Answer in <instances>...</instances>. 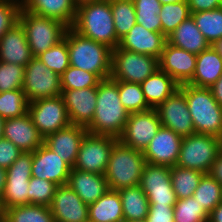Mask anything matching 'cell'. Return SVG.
Instances as JSON below:
<instances>
[{"instance_id": "obj_1", "label": "cell", "mask_w": 222, "mask_h": 222, "mask_svg": "<svg viewBox=\"0 0 222 222\" xmlns=\"http://www.w3.org/2000/svg\"><path fill=\"white\" fill-rule=\"evenodd\" d=\"M129 112L120 102L118 81L111 77L97 86V102L93 120L86 127L92 134L110 135L119 138L124 132Z\"/></svg>"}, {"instance_id": "obj_2", "label": "cell", "mask_w": 222, "mask_h": 222, "mask_svg": "<svg viewBox=\"0 0 222 222\" xmlns=\"http://www.w3.org/2000/svg\"><path fill=\"white\" fill-rule=\"evenodd\" d=\"M71 28L83 37L103 43L111 49L119 45L110 0L77 3L76 17Z\"/></svg>"}, {"instance_id": "obj_3", "label": "cell", "mask_w": 222, "mask_h": 222, "mask_svg": "<svg viewBox=\"0 0 222 222\" xmlns=\"http://www.w3.org/2000/svg\"><path fill=\"white\" fill-rule=\"evenodd\" d=\"M70 66L96 74L101 80L110 78L112 49L83 37L71 27L67 29Z\"/></svg>"}, {"instance_id": "obj_4", "label": "cell", "mask_w": 222, "mask_h": 222, "mask_svg": "<svg viewBox=\"0 0 222 222\" xmlns=\"http://www.w3.org/2000/svg\"><path fill=\"white\" fill-rule=\"evenodd\" d=\"M179 89L186 97L195 133L222 139V107L214 99L210 88L183 84Z\"/></svg>"}, {"instance_id": "obj_5", "label": "cell", "mask_w": 222, "mask_h": 222, "mask_svg": "<svg viewBox=\"0 0 222 222\" xmlns=\"http://www.w3.org/2000/svg\"><path fill=\"white\" fill-rule=\"evenodd\" d=\"M145 164L143 152L118 140L113 145L105 173L108 188L119 190L139 185Z\"/></svg>"}, {"instance_id": "obj_6", "label": "cell", "mask_w": 222, "mask_h": 222, "mask_svg": "<svg viewBox=\"0 0 222 222\" xmlns=\"http://www.w3.org/2000/svg\"><path fill=\"white\" fill-rule=\"evenodd\" d=\"M18 21L25 29L28 45L33 57H37L64 39L66 24L59 20L20 10Z\"/></svg>"}, {"instance_id": "obj_7", "label": "cell", "mask_w": 222, "mask_h": 222, "mask_svg": "<svg viewBox=\"0 0 222 222\" xmlns=\"http://www.w3.org/2000/svg\"><path fill=\"white\" fill-rule=\"evenodd\" d=\"M221 150V138L208 134L194 133L183 137L176 165L208 174Z\"/></svg>"}, {"instance_id": "obj_8", "label": "cell", "mask_w": 222, "mask_h": 222, "mask_svg": "<svg viewBox=\"0 0 222 222\" xmlns=\"http://www.w3.org/2000/svg\"><path fill=\"white\" fill-rule=\"evenodd\" d=\"M159 69V59L126 49H112L111 74L115 81L141 84Z\"/></svg>"}, {"instance_id": "obj_9", "label": "cell", "mask_w": 222, "mask_h": 222, "mask_svg": "<svg viewBox=\"0 0 222 222\" xmlns=\"http://www.w3.org/2000/svg\"><path fill=\"white\" fill-rule=\"evenodd\" d=\"M119 139L110 135L92 134L84 136L74 169L105 175L113 145Z\"/></svg>"}, {"instance_id": "obj_10", "label": "cell", "mask_w": 222, "mask_h": 222, "mask_svg": "<svg viewBox=\"0 0 222 222\" xmlns=\"http://www.w3.org/2000/svg\"><path fill=\"white\" fill-rule=\"evenodd\" d=\"M33 152H22L6 170V183L1 196L4 209L30 204L29 179L32 177Z\"/></svg>"}, {"instance_id": "obj_11", "label": "cell", "mask_w": 222, "mask_h": 222, "mask_svg": "<svg viewBox=\"0 0 222 222\" xmlns=\"http://www.w3.org/2000/svg\"><path fill=\"white\" fill-rule=\"evenodd\" d=\"M22 90L29 102L59 96L62 92L60 75L34 57L25 66Z\"/></svg>"}, {"instance_id": "obj_12", "label": "cell", "mask_w": 222, "mask_h": 222, "mask_svg": "<svg viewBox=\"0 0 222 222\" xmlns=\"http://www.w3.org/2000/svg\"><path fill=\"white\" fill-rule=\"evenodd\" d=\"M28 113L44 139L71 124L61 95L29 102Z\"/></svg>"}, {"instance_id": "obj_13", "label": "cell", "mask_w": 222, "mask_h": 222, "mask_svg": "<svg viewBox=\"0 0 222 222\" xmlns=\"http://www.w3.org/2000/svg\"><path fill=\"white\" fill-rule=\"evenodd\" d=\"M160 127L161 122L155 108L129 113L124 132L118 139L124 145L143 152Z\"/></svg>"}, {"instance_id": "obj_14", "label": "cell", "mask_w": 222, "mask_h": 222, "mask_svg": "<svg viewBox=\"0 0 222 222\" xmlns=\"http://www.w3.org/2000/svg\"><path fill=\"white\" fill-rule=\"evenodd\" d=\"M170 170V166L145 164L139 186L149 204L175 205L177 197L172 187Z\"/></svg>"}, {"instance_id": "obj_15", "label": "cell", "mask_w": 222, "mask_h": 222, "mask_svg": "<svg viewBox=\"0 0 222 222\" xmlns=\"http://www.w3.org/2000/svg\"><path fill=\"white\" fill-rule=\"evenodd\" d=\"M155 109L161 126L173 130L182 138L195 133L186 97L180 89L176 90Z\"/></svg>"}, {"instance_id": "obj_16", "label": "cell", "mask_w": 222, "mask_h": 222, "mask_svg": "<svg viewBox=\"0 0 222 222\" xmlns=\"http://www.w3.org/2000/svg\"><path fill=\"white\" fill-rule=\"evenodd\" d=\"M183 138L173 130L161 126L143 151L146 163L175 166L178 162Z\"/></svg>"}, {"instance_id": "obj_17", "label": "cell", "mask_w": 222, "mask_h": 222, "mask_svg": "<svg viewBox=\"0 0 222 222\" xmlns=\"http://www.w3.org/2000/svg\"><path fill=\"white\" fill-rule=\"evenodd\" d=\"M49 208L55 222H89L88 205L67 184L57 186Z\"/></svg>"}, {"instance_id": "obj_18", "label": "cell", "mask_w": 222, "mask_h": 222, "mask_svg": "<svg viewBox=\"0 0 222 222\" xmlns=\"http://www.w3.org/2000/svg\"><path fill=\"white\" fill-rule=\"evenodd\" d=\"M71 167L44 143L33 152L31 175L57 186L66 185Z\"/></svg>"}, {"instance_id": "obj_19", "label": "cell", "mask_w": 222, "mask_h": 222, "mask_svg": "<svg viewBox=\"0 0 222 222\" xmlns=\"http://www.w3.org/2000/svg\"><path fill=\"white\" fill-rule=\"evenodd\" d=\"M197 55L166 42L159 58V69L179 85L188 84L193 77Z\"/></svg>"}, {"instance_id": "obj_20", "label": "cell", "mask_w": 222, "mask_h": 222, "mask_svg": "<svg viewBox=\"0 0 222 222\" xmlns=\"http://www.w3.org/2000/svg\"><path fill=\"white\" fill-rule=\"evenodd\" d=\"M71 124L87 127L93 120L97 102V87L62 90Z\"/></svg>"}, {"instance_id": "obj_21", "label": "cell", "mask_w": 222, "mask_h": 222, "mask_svg": "<svg viewBox=\"0 0 222 222\" xmlns=\"http://www.w3.org/2000/svg\"><path fill=\"white\" fill-rule=\"evenodd\" d=\"M2 137L14 143L23 152H34L44 143V138L28 112L20 117L4 119Z\"/></svg>"}, {"instance_id": "obj_22", "label": "cell", "mask_w": 222, "mask_h": 222, "mask_svg": "<svg viewBox=\"0 0 222 222\" xmlns=\"http://www.w3.org/2000/svg\"><path fill=\"white\" fill-rule=\"evenodd\" d=\"M87 132L84 126L70 124L68 127L48 135L44 139V144L73 168L80 144Z\"/></svg>"}, {"instance_id": "obj_23", "label": "cell", "mask_w": 222, "mask_h": 222, "mask_svg": "<svg viewBox=\"0 0 222 222\" xmlns=\"http://www.w3.org/2000/svg\"><path fill=\"white\" fill-rule=\"evenodd\" d=\"M167 38L162 32H152L136 23L129 32L119 40L118 48L147 54L160 58Z\"/></svg>"}, {"instance_id": "obj_24", "label": "cell", "mask_w": 222, "mask_h": 222, "mask_svg": "<svg viewBox=\"0 0 222 222\" xmlns=\"http://www.w3.org/2000/svg\"><path fill=\"white\" fill-rule=\"evenodd\" d=\"M33 58L25 29L18 21L0 37V61L26 66Z\"/></svg>"}, {"instance_id": "obj_25", "label": "cell", "mask_w": 222, "mask_h": 222, "mask_svg": "<svg viewBox=\"0 0 222 222\" xmlns=\"http://www.w3.org/2000/svg\"><path fill=\"white\" fill-rule=\"evenodd\" d=\"M67 185L87 205L95 203L109 189L105 175L74 168H71Z\"/></svg>"}, {"instance_id": "obj_26", "label": "cell", "mask_w": 222, "mask_h": 222, "mask_svg": "<svg viewBox=\"0 0 222 222\" xmlns=\"http://www.w3.org/2000/svg\"><path fill=\"white\" fill-rule=\"evenodd\" d=\"M23 10L59 20L72 27L76 17L77 2L75 0H29Z\"/></svg>"}, {"instance_id": "obj_27", "label": "cell", "mask_w": 222, "mask_h": 222, "mask_svg": "<svg viewBox=\"0 0 222 222\" xmlns=\"http://www.w3.org/2000/svg\"><path fill=\"white\" fill-rule=\"evenodd\" d=\"M222 74V57L210 45L197 54L195 71L188 83L195 87L209 88Z\"/></svg>"}, {"instance_id": "obj_28", "label": "cell", "mask_w": 222, "mask_h": 222, "mask_svg": "<svg viewBox=\"0 0 222 222\" xmlns=\"http://www.w3.org/2000/svg\"><path fill=\"white\" fill-rule=\"evenodd\" d=\"M167 42L196 55L200 54L210 46L197 27L192 16L183 21L167 37Z\"/></svg>"}, {"instance_id": "obj_29", "label": "cell", "mask_w": 222, "mask_h": 222, "mask_svg": "<svg viewBox=\"0 0 222 222\" xmlns=\"http://www.w3.org/2000/svg\"><path fill=\"white\" fill-rule=\"evenodd\" d=\"M140 85L145 100L151 108H156L163 103L180 86L171 76L160 69L147 77Z\"/></svg>"}, {"instance_id": "obj_30", "label": "cell", "mask_w": 222, "mask_h": 222, "mask_svg": "<svg viewBox=\"0 0 222 222\" xmlns=\"http://www.w3.org/2000/svg\"><path fill=\"white\" fill-rule=\"evenodd\" d=\"M90 222H124L121 198L108 189L95 203L88 205Z\"/></svg>"}, {"instance_id": "obj_31", "label": "cell", "mask_w": 222, "mask_h": 222, "mask_svg": "<svg viewBox=\"0 0 222 222\" xmlns=\"http://www.w3.org/2000/svg\"><path fill=\"white\" fill-rule=\"evenodd\" d=\"M119 192L124 221L146 219L149 211V201L142 188L137 185L117 190Z\"/></svg>"}, {"instance_id": "obj_32", "label": "cell", "mask_w": 222, "mask_h": 222, "mask_svg": "<svg viewBox=\"0 0 222 222\" xmlns=\"http://www.w3.org/2000/svg\"><path fill=\"white\" fill-rule=\"evenodd\" d=\"M203 175L204 173L197 170L172 166L171 183L177 199L192 197Z\"/></svg>"}, {"instance_id": "obj_33", "label": "cell", "mask_w": 222, "mask_h": 222, "mask_svg": "<svg viewBox=\"0 0 222 222\" xmlns=\"http://www.w3.org/2000/svg\"><path fill=\"white\" fill-rule=\"evenodd\" d=\"M191 16L210 45L222 38V7L191 13Z\"/></svg>"}, {"instance_id": "obj_34", "label": "cell", "mask_w": 222, "mask_h": 222, "mask_svg": "<svg viewBox=\"0 0 222 222\" xmlns=\"http://www.w3.org/2000/svg\"><path fill=\"white\" fill-rule=\"evenodd\" d=\"M5 220L7 222H55L48 206L36 204L6 209Z\"/></svg>"}, {"instance_id": "obj_35", "label": "cell", "mask_w": 222, "mask_h": 222, "mask_svg": "<svg viewBox=\"0 0 222 222\" xmlns=\"http://www.w3.org/2000/svg\"><path fill=\"white\" fill-rule=\"evenodd\" d=\"M110 7L117 39L124 37L136 24V12L132 0H110Z\"/></svg>"}, {"instance_id": "obj_36", "label": "cell", "mask_w": 222, "mask_h": 222, "mask_svg": "<svg viewBox=\"0 0 222 222\" xmlns=\"http://www.w3.org/2000/svg\"><path fill=\"white\" fill-rule=\"evenodd\" d=\"M193 197L209 214L222 202V185L219 184L209 173L204 174Z\"/></svg>"}, {"instance_id": "obj_37", "label": "cell", "mask_w": 222, "mask_h": 222, "mask_svg": "<svg viewBox=\"0 0 222 222\" xmlns=\"http://www.w3.org/2000/svg\"><path fill=\"white\" fill-rule=\"evenodd\" d=\"M159 17L162 34L167 38L183 21L191 16L187 1L161 5Z\"/></svg>"}, {"instance_id": "obj_38", "label": "cell", "mask_w": 222, "mask_h": 222, "mask_svg": "<svg viewBox=\"0 0 222 222\" xmlns=\"http://www.w3.org/2000/svg\"><path fill=\"white\" fill-rule=\"evenodd\" d=\"M136 12V23L141 24L152 32H162L159 12L161 3L159 0H132Z\"/></svg>"}, {"instance_id": "obj_39", "label": "cell", "mask_w": 222, "mask_h": 222, "mask_svg": "<svg viewBox=\"0 0 222 222\" xmlns=\"http://www.w3.org/2000/svg\"><path fill=\"white\" fill-rule=\"evenodd\" d=\"M120 102L129 113L151 109L147 104L140 84L118 81Z\"/></svg>"}, {"instance_id": "obj_40", "label": "cell", "mask_w": 222, "mask_h": 222, "mask_svg": "<svg viewBox=\"0 0 222 222\" xmlns=\"http://www.w3.org/2000/svg\"><path fill=\"white\" fill-rule=\"evenodd\" d=\"M29 101L22 89L0 93V117H20L28 112Z\"/></svg>"}, {"instance_id": "obj_41", "label": "cell", "mask_w": 222, "mask_h": 222, "mask_svg": "<svg viewBox=\"0 0 222 222\" xmlns=\"http://www.w3.org/2000/svg\"><path fill=\"white\" fill-rule=\"evenodd\" d=\"M50 70L61 75L69 66L67 31L63 40L37 56Z\"/></svg>"}, {"instance_id": "obj_42", "label": "cell", "mask_w": 222, "mask_h": 222, "mask_svg": "<svg viewBox=\"0 0 222 222\" xmlns=\"http://www.w3.org/2000/svg\"><path fill=\"white\" fill-rule=\"evenodd\" d=\"M62 90L97 87L101 79L94 73L69 66L61 75Z\"/></svg>"}, {"instance_id": "obj_43", "label": "cell", "mask_w": 222, "mask_h": 222, "mask_svg": "<svg viewBox=\"0 0 222 222\" xmlns=\"http://www.w3.org/2000/svg\"><path fill=\"white\" fill-rule=\"evenodd\" d=\"M209 214L195 198L177 199L174 205V222H208Z\"/></svg>"}, {"instance_id": "obj_44", "label": "cell", "mask_w": 222, "mask_h": 222, "mask_svg": "<svg viewBox=\"0 0 222 222\" xmlns=\"http://www.w3.org/2000/svg\"><path fill=\"white\" fill-rule=\"evenodd\" d=\"M57 185L51 181L31 177L29 179L28 200L30 204L50 206Z\"/></svg>"}, {"instance_id": "obj_45", "label": "cell", "mask_w": 222, "mask_h": 222, "mask_svg": "<svg viewBox=\"0 0 222 222\" xmlns=\"http://www.w3.org/2000/svg\"><path fill=\"white\" fill-rule=\"evenodd\" d=\"M25 66L0 61V93L22 89Z\"/></svg>"}, {"instance_id": "obj_46", "label": "cell", "mask_w": 222, "mask_h": 222, "mask_svg": "<svg viewBox=\"0 0 222 222\" xmlns=\"http://www.w3.org/2000/svg\"><path fill=\"white\" fill-rule=\"evenodd\" d=\"M22 152L11 141L0 138V167L7 170Z\"/></svg>"}, {"instance_id": "obj_47", "label": "cell", "mask_w": 222, "mask_h": 222, "mask_svg": "<svg viewBox=\"0 0 222 222\" xmlns=\"http://www.w3.org/2000/svg\"><path fill=\"white\" fill-rule=\"evenodd\" d=\"M19 12L16 6L0 2V37L18 22Z\"/></svg>"}, {"instance_id": "obj_48", "label": "cell", "mask_w": 222, "mask_h": 222, "mask_svg": "<svg viewBox=\"0 0 222 222\" xmlns=\"http://www.w3.org/2000/svg\"><path fill=\"white\" fill-rule=\"evenodd\" d=\"M147 222H174V206L149 204Z\"/></svg>"}, {"instance_id": "obj_49", "label": "cell", "mask_w": 222, "mask_h": 222, "mask_svg": "<svg viewBox=\"0 0 222 222\" xmlns=\"http://www.w3.org/2000/svg\"><path fill=\"white\" fill-rule=\"evenodd\" d=\"M191 13L222 7V0H187Z\"/></svg>"}, {"instance_id": "obj_50", "label": "cell", "mask_w": 222, "mask_h": 222, "mask_svg": "<svg viewBox=\"0 0 222 222\" xmlns=\"http://www.w3.org/2000/svg\"><path fill=\"white\" fill-rule=\"evenodd\" d=\"M209 174L222 185V150L213 162Z\"/></svg>"}, {"instance_id": "obj_51", "label": "cell", "mask_w": 222, "mask_h": 222, "mask_svg": "<svg viewBox=\"0 0 222 222\" xmlns=\"http://www.w3.org/2000/svg\"><path fill=\"white\" fill-rule=\"evenodd\" d=\"M214 99L222 107V74L220 78L210 87Z\"/></svg>"}, {"instance_id": "obj_52", "label": "cell", "mask_w": 222, "mask_h": 222, "mask_svg": "<svg viewBox=\"0 0 222 222\" xmlns=\"http://www.w3.org/2000/svg\"><path fill=\"white\" fill-rule=\"evenodd\" d=\"M208 222H222V202L209 213Z\"/></svg>"}, {"instance_id": "obj_53", "label": "cell", "mask_w": 222, "mask_h": 222, "mask_svg": "<svg viewBox=\"0 0 222 222\" xmlns=\"http://www.w3.org/2000/svg\"><path fill=\"white\" fill-rule=\"evenodd\" d=\"M29 0H1V2L16 6L19 10L24 9Z\"/></svg>"}, {"instance_id": "obj_54", "label": "cell", "mask_w": 222, "mask_h": 222, "mask_svg": "<svg viewBox=\"0 0 222 222\" xmlns=\"http://www.w3.org/2000/svg\"><path fill=\"white\" fill-rule=\"evenodd\" d=\"M6 183V169L0 167V196H2Z\"/></svg>"}, {"instance_id": "obj_55", "label": "cell", "mask_w": 222, "mask_h": 222, "mask_svg": "<svg viewBox=\"0 0 222 222\" xmlns=\"http://www.w3.org/2000/svg\"><path fill=\"white\" fill-rule=\"evenodd\" d=\"M211 46L222 57V38L215 41Z\"/></svg>"}, {"instance_id": "obj_56", "label": "cell", "mask_w": 222, "mask_h": 222, "mask_svg": "<svg viewBox=\"0 0 222 222\" xmlns=\"http://www.w3.org/2000/svg\"><path fill=\"white\" fill-rule=\"evenodd\" d=\"M5 220V209L2 203V198L0 196V222Z\"/></svg>"}, {"instance_id": "obj_57", "label": "cell", "mask_w": 222, "mask_h": 222, "mask_svg": "<svg viewBox=\"0 0 222 222\" xmlns=\"http://www.w3.org/2000/svg\"><path fill=\"white\" fill-rule=\"evenodd\" d=\"M182 1H187V0H159V2L164 5V4H169V3H179Z\"/></svg>"}, {"instance_id": "obj_58", "label": "cell", "mask_w": 222, "mask_h": 222, "mask_svg": "<svg viewBox=\"0 0 222 222\" xmlns=\"http://www.w3.org/2000/svg\"><path fill=\"white\" fill-rule=\"evenodd\" d=\"M3 127H4V119L0 117V138H2Z\"/></svg>"}, {"instance_id": "obj_59", "label": "cell", "mask_w": 222, "mask_h": 222, "mask_svg": "<svg viewBox=\"0 0 222 222\" xmlns=\"http://www.w3.org/2000/svg\"><path fill=\"white\" fill-rule=\"evenodd\" d=\"M124 222H147V221H146V219H144V220L124 221Z\"/></svg>"}, {"instance_id": "obj_60", "label": "cell", "mask_w": 222, "mask_h": 222, "mask_svg": "<svg viewBox=\"0 0 222 222\" xmlns=\"http://www.w3.org/2000/svg\"><path fill=\"white\" fill-rule=\"evenodd\" d=\"M77 3H80L82 1H86V0H75Z\"/></svg>"}]
</instances>
